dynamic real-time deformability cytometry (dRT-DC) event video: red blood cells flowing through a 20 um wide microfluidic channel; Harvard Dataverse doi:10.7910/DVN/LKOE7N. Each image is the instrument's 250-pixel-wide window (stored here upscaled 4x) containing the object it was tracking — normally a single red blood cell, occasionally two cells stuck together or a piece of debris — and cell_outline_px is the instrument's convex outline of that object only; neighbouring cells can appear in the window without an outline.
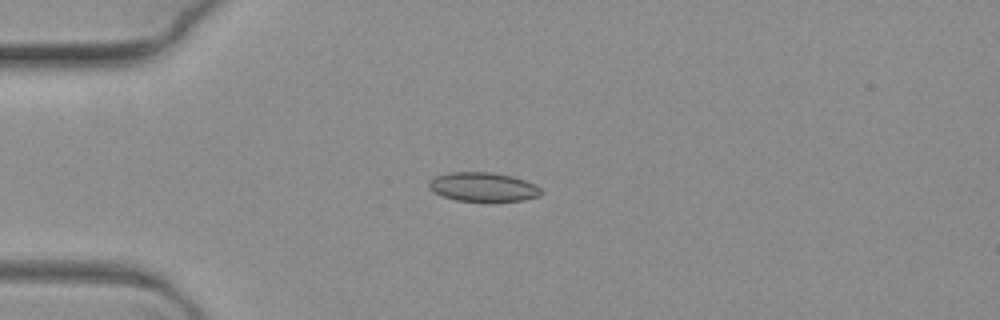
{"species": "common noctule bat (a hibernating species)", "species_latin": "Nyctalus noctula", "temperature_condition": "warm", "stored_images_in_passage": 4, "camera_frame_rate_fps": 3000, "um_per_image_px": 0.085, "animal": {"sex": "female", "body_mass_g": 19.3, "forearm_length_mm": 54.1}, "frame": {"image": 1, "passage_image": 2, "time_ms": 0.333, "image_size_px": [1000, 320], "cell_outline_px": [[544, 192], [540, 196], [524, 200], [492, 204], [488, 204], [456, 200], [432, 192], [428, 188], [428, 184], [436, 176], [448, 172], [488, 172], [512, 176], [536, 184]], "centroid_in_image_um": [41.11, 15.94], "position_along_channel_um": 43.9, "area_um2": 19.83}}
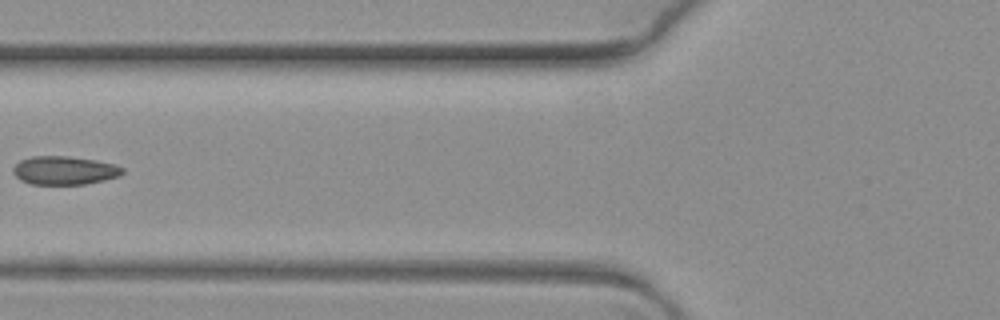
{"frame": {"image": 2, "passage_image": 4, "time_ms": 1.0, "image_size_px": [1000, 320], "cell_outline_px": [[124, 172], [120, 176], [104, 180], [84, 184], [32, 184], [20, 180], [12, 172], [12, 168], [20, 160], [32, 156], [68, 156], [96, 160], [116, 164], [124, 168]], "centroid_in_image_um": [5.49, 14.48], "position_along_channel_um": 120.3, "area_um2": 18.26}}